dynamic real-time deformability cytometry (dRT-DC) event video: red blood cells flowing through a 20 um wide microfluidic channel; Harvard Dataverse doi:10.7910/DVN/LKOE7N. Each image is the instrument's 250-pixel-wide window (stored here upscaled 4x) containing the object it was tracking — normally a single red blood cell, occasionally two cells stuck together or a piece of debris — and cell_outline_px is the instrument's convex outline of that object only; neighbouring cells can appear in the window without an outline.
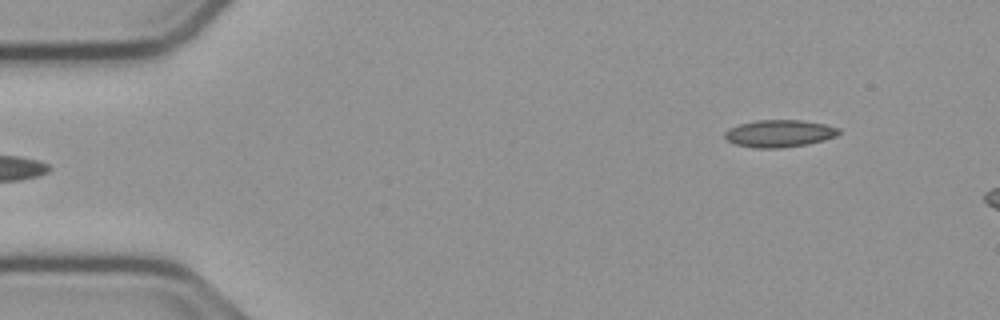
{"species": "common noctule bat (a hibernating species)", "species_latin": "Nyctalus noctula", "temperature_condition": "cold", "stored_images_in_passage": 7, "camera_frame_rate_fps": 3000, "um_per_image_px": 0.085, "animal": {"sex": "male", "body_mass_g": 23.1, "forearm_length_mm": 52.7}, "frame": {"image": 1, "passage_image": 1, "time_ms": 0.0, "image_size_px": [1000, 320], "cell_outline_px": [[840, 132], [836, 136], [824, 140], [808, 144], [780, 148], [756, 148], [736, 144], [728, 140], [724, 136], [724, 132], [728, 128], [740, 124], [756, 120], [800, 120], [824, 124], [840, 128]], "centroid_in_image_um": [66.25, 11.34], "position_along_channel_um": 18.8, "area_um2": 18.09}}